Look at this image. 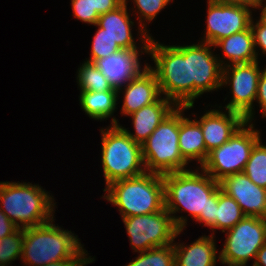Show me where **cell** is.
Masks as SVG:
<instances>
[{
	"instance_id": "obj_26",
	"label": "cell",
	"mask_w": 266,
	"mask_h": 266,
	"mask_svg": "<svg viewBox=\"0 0 266 266\" xmlns=\"http://www.w3.org/2000/svg\"><path fill=\"white\" fill-rule=\"evenodd\" d=\"M128 1V0H127ZM133 4H135L137 8V13L139 14L137 17L139 18V35L140 42H142L143 45H148L149 40L151 38V34L148 33L146 24L143 23L145 21L151 22L159 12H161L171 1L173 0H132ZM144 19V21L142 20Z\"/></svg>"
},
{
	"instance_id": "obj_24",
	"label": "cell",
	"mask_w": 266,
	"mask_h": 266,
	"mask_svg": "<svg viewBox=\"0 0 266 266\" xmlns=\"http://www.w3.org/2000/svg\"><path fill=\"white\" fill-rule=\"evenodd\" d=\"M244 217L239 204L219 188L218 204H216V229H220L224 233L233 228Z\"/></svg>"
},
{
	"instance_id": "obj_23",
	"label": "cell",
	"mask_w": 266,
	"mask_h": 266,
	"mask_svg": "<svg viewBox=\"0 0 266 266\" xmlns=\"http://www.w3.org/2000/svg\"><path fill=\"white\" fill-rule=\"evenodd\" d=\"M118 97V91H80L79 101L85 114L102 121L113 116Z\"/></svg>"
},
{
	"instance_id": "obj_41",
	"label": "cell",
	"mask_w": 266,
	"mask_h": 266,
	"mask_svg": "<svg viewBox=\"0 0 266 266\" xmlns=\"http://www.w3.org/2000/svg\"><path fill=\"white\" fill-rule=\"evenodd\" d=\"M207 2L214 4H240V0H207Z\"/></svg>"
},
{
	"instance_id": "obj_12",
	"label": "cell",
	"mask_w": 266,
	"mask_h": 266,
	"mask_svg": "<svg viewBox=\"0 0 266 266\" xmlns=\"http://www.w3.org/2000/svg\"><path fill=\"white\" fill-rule=\"evenodd\" d=\"M213 45L201 42L189 45V70L191 81V105L194 100L205 92H212L222 87V69L225 62L220 57L213 55ZM224 64V65H223Z\"/></svg>"
},
{
	"instance_id": "obj_13",
	"label": "cell",
	"mask_w": 266,
	"mask_h": 266,
	"mask_svg": "<svg viewBox=\"0 0 266 266\" xmlns=\"http://www.w3.org/2000/svg\"><path fill=\"white\" fill-rule=\"evenodd\" d=\"M207 4V25L201 42L214 45L217 41L250 27L253 17L249 7L240 4Z\"/></svg>"
},
{
	"instance_id": "obj_31",
	"label": "cell",
	"mask_w": 266,
	"mask_h": 266,
	"mask_svg": "<svg viewBox=\"0 0 266 266\" xmlns=\"http://www.w3.org/2000/svg\"><path fill=\"white\" fill-rule=\"evenodd\" d=\"M73 17L81 22L96 25L99 14L95 9H92L91 0H71Z\"/></svg>"
},
{
	"instance_id": "obj_20",
	"label": "cell",
	"mask_w": 266,
	"mask_h": 266,
	"mask_svg": "<svg viewBox=\"0 0 266 266\" xmlns=\"http://www.w3.org/2000/svg\"><path fill=\"white\" fill-rule=\"evenodd\" d=\"M186 106H179V137L178 144L183 159L188 163L198 161L201 166L206 161V144L200 124L184 116Z\"/></svg>"
},
{
	"instance_id": "obj_11",
	"label": "cell",
	"mask_w": 266,
	"mask_h": 266,
	"mask_svg": "<svg viewBox=\"0 0 266 266\" xmlns=\"http://www.w3.org/2000/svg\"><path fill=\"white\" fill-rule=\"evenodd\" d=\"M259 61L246 64H233L222 69V86H231V100L225 105V110L242 114L246 122L254 120V101L261 75Z\"/></svg>"
},
{
	"instance_id": "obj_6",
	"label": "cell",
	"mask_w": 266,
	"mask_h": 266,
	"mask_svg": "<svg viewBox=\"0 0 266 266\" xmlns=\"http://www.w3.org/2000/svg\"><path fill=\"white\" fill-rule=\"evenodd\" d=\"M100 131L101 163L106 186L114 181L137 177L146 172L141 144L129 137L115 117L111 120V126Z\"/></svg>"
},
{
	"instance_id": "obj_17",
	"label": "cell",
	"mask_w": 266,
	"mask_h": 266,
	"mask_svg": "<svg viewBox=\"0 0 266 266\" xmlns=\"http://www.w3.org/2000/svg\"><path fill=\"white\" fill-rule=\"evenodd\" d=\"M123 89V105L121 107L122 115H130L140 108L156 102L162 95L155 73L146 63L134 78H132Z\"/></svg>"
},
{
	"instance_id": "obj_40",
	"label": "cell",
	"mask_w": 266,
	"mask_h": 266,
	"mask_svg": "<svg viewBox=\"0 0 266 266\" xmlns=\"http://www.w3.org/2000/svg\"><path fill=\"white\" fill-rule=\"evenodd\" d=\"M262 7V8H261ZM256 9H261V14H260V18L258 19L259 22H261L262 24L266 25V4H262L260 6H258Z\"/></svg>"
},
{
	"instance_id": "obj_19",
	"label": "cell",
	"mask_w": 266,
	"mask_h": 266,
	"mask_svg": "<svg viewBox=\"0 0 266 266\" xmlns=\"http://www.w3.org/2000/svg\"><path fill=\"white\" fill-rule=\"evenodd\" d=\"M134 22L128 14L127 0L114 10L101 14L97 24L102 28V33L108 35L122 50L140 51L132 36Z\"/></svg>"
},
{
	"instance_id": "obj_5",
	"label": "cell",
	"mask_w": 266,
	"mask_h": 266,
	"mask_svg": "<svg viewBox=\"0 0 266 266\" xmlns=\"http://www.w3.org/2000/svg\"><path fill=\"white\" fill-rule=\"evenodd\" d=\"M103 191V198L118 207L122 218L156 213L165 208L163 175L160 174L145 172L117 180Z\"/></svg>"
},
{
	"instance_id": "obj_14",
	"label": "cell",
	"mask_w": 266,
	"mask_h": 266,
	"mask_svg": "<svg viewBox=\"0 0 266 266\" xmlns=\"http://www.w3.org/2000/svg\"><path fill=\"white\" fill-rule=\"evenodd\" d=\"M220 188L239 204L245 216L266 219V189L253 183L244 172L227 176L220 181Z\"/></svg>"
},
{
	"instance_id": "obj_34",
	"label": "cell",
	"mask_w": 266,
	"mask_h": 266,
	"mask_svg": "<svg viewBox=\"0 0 266 266\" xmlns=\"http://www.w3.org/2000/svg\"><path fill=\"white\" fill-rule=\"evenodd\" d=\"M123 2L124 0H91L92 9H95L99 15L116 9Z\"/></svg>"
},
{
	"instance_id": "obj_38",
	"label": "cell",
	"mask_w": 266,
	"mask_h": 266,
	"mask_svg": "<svg viewBox=\"0 0 266 266\" xmlns=\"http://www.w3.org/2000/svg\"><path fill=\"white\" fill-rule=\"evenodd\" d=\"M252 266H266V243L258 250Z\"/></svg>"
},
{
	"instance_id": "obj_39",
	"label": "cell",
	"mask_w": 266,
	"mask_h": 266,
	"mask_svg": "<svg viewBox=\"0 0 266 266\" xmlns=\"http://www.w3.org/2000/svg\"><path fill=\"white\" fill-rule=\"evenodd\" d=\"M264 0H240V5L249 7L252 10L263 4ZM254 8V9H253Z\"/></svg>"
},
{
	"instance_id": "obj_27",
	"label": "cell",
	"mask_w": 266,
	"mask_h": 266,
	"mask_svg": "<svg viewBox=\"0 0 266 266\" xmlns=\"http://www.w3.org/2000/svg\"><path fill=\"white\" fill-rule=\"evenodd\" d=\"M243 172L257 186L266 189V145L261 139L254 145Z\"/></svg>"
},
{
	"instance_id": "obj_42",
	"label": "cell",
	"mask_w": 266,
	"mask_h": 266,
	"mask_svg": "<svg viewBox=\"0 0 266 266\" xmlns=\"http://www.w3.org/2000/svg\"><path fill=\"white\" fill-rule=\"evenodd\" d=\"M227 266H247V265H240V264H228L226 263Z\"/></svg>"
},
{
	"instance_id": "obj_21",
	"label": "cell",
	"mask_w": 266,
	"mask_h": 266,
	"mask_svg": "<svg viewBox=\"0 0 266 266\" xmlns=\"http://www.w3.org/2000/svg\"><path fill=\"white\" fill-rule=\"evenodd\" d=\"M214 234L201 236L190 245L173 243L175 250V266H215L217 248Z\"/></svg>"
},
{
	"instance_id": "obj_22",
	"label": "cell",
	"mask_w": 266,
	"mask_h": 266,
	"mask_svg": "<svg viewBox=\"0 0 266 266\" xmlns=\"http://www.w3.org/2000/svg\"><path fill=\"white\" fill-rule=\"evenodd\" d=\"M213 46L220 47L224 53V60L229 61V63H225V66L258 61V52L255 49L253 33L250 27L247 30L217 41Z\"/></svg>"
},
{
	"instance_id": "obj_32",
	"label": "cell",
	"mask_w": 266,
	"mask_h": 266,
	"mask_svg": "<svg viewBox=\"0 0 266 266\" xmlns=\"http://www.w3.org/2000/svg\"><path fill=\"white\" fill-rule=\"evenodd\" d=\"M250 28L253 33L255 49L260 48L263 54H266V25L262 24L259 21L254 23L253 18L250 24Z\"/></svg>"
},
{
	"instance_id": "obj_25",
	"label": "cell",
	"mask_w": 266,
	"mask_h": 266,
	"mask_svg": "<svg viewBox=\"0 0 266 266\" xmlns=\"http://www.w3.org/2000/svg\"><path fill=\"white\" fill-rule=\"evenodd\" d=\"M77 74L80 91H118L110 85L108 79L94 63L84 61L78 68Z\"/></svg>"
},
{
	"instance_id": "obj_16",
	"label": "cell",
	"mask_w": 266,
	"mask_h": 266,
	"mask_svg": "<svg viewBox=\"0 0 266 266\" xmlns=\"http://www.w3.org/2000/svg\"><path fill=\"white\" fill-rule=\"evenodd\" d=\"M141 51L121 50L115 54L109 55L106 58L98 59L94 64L101 70V72L108 79L110 85L122 92L121 87L127 84L134 78L141 70L140 52L147 54L148 45H142ZM145 52H144V51Z\"/></svg>"
},
{
	"instance_id": "obj_18",
	"label": "cell",
	"mask_w": 266,
	"mask_h": 266,
	"mask_svg": "<svg viewBox=\"0 0 266 266\" xmlns=\"http://www.w3.org/2000/svg\"><path fill=\"white\" fill-rule=\"evenodd\" d=\"M177 106L168 98H159L156 102L140 108L131 113L132 123L135 133L120 126L131 139L142 144L158 125L167 117Z\"/></svg>"
},
{
	"instance_id": "obj_1",
	"label": "cell",
	"mask_w": 266,
	"mask_h": 266,
	"mask_svg": "<svg viewBox=\"0 0 266 266\" xmlns=\"http://www.w3.org/2000/svg\"><path fill=\"white\" fill-rule=\"evenodd\" d=\"M185 170L163 175L165 208L172 214L179 230H184L187 217L175 216L186 211L196 222L216 230V204L220 182L214 180L202 168ZM174 214V215H173Z\"/></svg>"
},
{
	"instance_id": "obj_28",
	"label": "cell",
	"mask_w": 266,
	"mask_h": 266,
	"mask_svg": "<svg viewBox=\"0 0 266 266\" xmlns=\"http://www.w3.org/2000/svg\"><path fill=\"white\" fill-rule=\"evenodd\" d=\"M24 242V229L18 228L14 233L0 239V265L8 266L17 258L21 259Z\"/></svg>"
},
{
	"instance_id": "obj_8",
	"label": "cell",
	"mask_w": 266,
	"mask_h": 266,
	"mask_svg": "<svg viewBox=\"0 0 266 266\" xmlns=\"http://www.w3.org/2000/svg\"><path fill=\"white\" fill-rule=\"evenodd\" d=\"M253 125L245 122L227 142L209 152L201 168L217 182L243 172L254 145L261 139Z\"/></svg>"
},
{
	"instance_id": "obj_37",
	"label": "cell",
	"mask_w": 266,
	"mask_h": 266,
	"mask_svg": "<svg viewBox=\"0 0 266 266\" xmlns=\"http://www.w3.org/2000/svg\"><path fill=\"white\" fill-rule=\"evenodd\" d=\"M139 253L138 257L125 266H148V250Z\"/></svg>"
},
{
	"instance_id": "obj_15",
	"label": "cell",
	"mask_w": 266,
	"mask_h": 266,
	"mask_svg": "<svg viewBox=\"0 0 266 266\" xmlns=\"http://www.w3.org/2000/svg\"><path fill=\"white\" fill-rule=\"evenodd\" d=\"M227 112V113H226ZM208 110L199 120L206 144V159L209 152L227 142L246 122L245 117L235 111Z\"/></svg>"
},
{
	"instance_id": "obj_9",
	"label": "cell",
	"mask_w": 266,
	"mask_h": 266,
	"mask_svg": "<svg viewBox=\"0 0 266 266\" xmlns=\"http://www.w3.org/2000/svg\"><path fill=\"white\" fill-rule=\"evenodd\" d=\"M130 244L135 252L173 244L183 232L175 225L171 214L164 208L156 213L122 218Z\"/></svg>"
},
{
	"instance_id": "obj_7",
	"label": "cell",
	"mask_w": 266,
	"mask_h": 266,
	"mask_svg": "<svg viewBox=\"0 0 266 266\" xmlns=\"http://www.w3.org/2000/svg\"><path fill=\"white\" fill-rule=\"evenodd\" d=\"M179 106H177L151 135L141 144L146 172L164 175L186 169L187 163L180 152Z\"/></svg>"
},
{
	"instance_id": "obj_29",
	"label": "cell",
	"mask_w": 266,
	"mask_h": 266,
	"mask_svg": "<svg viewBox=\"0 0 266 266\" xmlns=\"http://www.w3.org/2000/svg\"><path fill=\"white\" fill-rule=\"evenodd\" d=\"M121 50L122 49L118 46V44L108 35L102 33V28L98 26V30L96 31L92 41L91 56L86 61L94 63L98 59L106 58L109 55L115 54Z\"/></svg>"
},
{
	"instance_id": "obj_2",
	"label": "cell",
	"mask_w": 266,
	"mask_h": 266,
	"mask_svg": "<svg viewBox=\"0 0 266 266\" xmlns=\"http://www.w3.org/2000/svg\"><path fill=\"white\" fill-rule=\"evenodd\" d=\"M53 221L24 229L20 260L26 266H43L62 260H94L92 256L87 257L88 252L77 235L56 226Z\"/></svg>"
},
{
	"instance_id": "obj_10",
	"label": "cell",
	"mask_w": 266,
	"mask_h": 266,
	"mask_svg": "<svg viewBox=\"0 0 266 266\" xmlns=\"http://www.w3.org/2000/svg\"><path fill=\"white\" fill-rule=\"evenodd\" d=\"M266 243V219L245 216L233 228L226 231L225 243L219 252L222 265H246L256 258L258 250Z\"/></svg>"
},
{
	"instance_id": "obj_4",
	"label": "cell",
	"mask_w": 266,
	"mask_h": 266,
	"mask_svg": "<svg viewBox=\"0 0 266 266\" xmlns=\"http://www.w3.org/2000/svg\"><path fill=\"white\" fill-rule=\"evenodd\" d=\"M30 182H0V209L18 228L51 221L56 211L54 198L43 187Z\"/></svg>"
},
{
	"instance_id": "obj_33",
	"label": "cell",
	"mask_w": 266,
	"mask_h": 266,
	"mask_svg": "<svg viewBox=\"0 0 266 266\" xmlns=\"http://www.w3.org/2000/svg\"><path fill=\"white\" fill-rule=\"evenodd\" d=\"M256 102H258L261 108L263 118L266 117V67L261 72L259 83L257 87Z\"/></svg>"
},
{
	"instance_id": "obj_36",
	"label": "cell",
	"mask_w": 266,
	"mask_h": 266,
	"mask_svg": "<svg viewBox=\"0 0 266 266\" xmlns=\"http://www.w3.org/2000/svg\"><path fill=\"white\" fill-rule=\"evenodd\" d=\"M93 261L94 260H62L43 266H86L87 264L92 263Z\"/></svg>"
},
{
	"instance_id": "obj_35",
	"label": "cell",
	"mask_w": 266,
	"mask_h": 266,
	"mask_svg": "<svg viewBox=\"0 0 266 266\" xmlns=\"http://www.w3.org/2000/svg\"><path fill=\"white\" fill-rule=\"evenodd\" d=\"M18 227L12 223L7 215L0 209V239L14 233Z\"/></svg>"
},
{
	"instance_id": "obj_3",
	"label": "cell",
	"mask_w": 266,
	"mask_h": 266,
	"mask_svg": "<svg viewBox=\"0 0 266 266\" xmlns=\"http://www.w3.org/2000/svg\"><path fill=\"white\" fill-rule=\"evenodd\" d=\"M147 54L151 55L160 92L176 106L191 105V81L189 70V45L160 44L151 36Z\"/></svg>"
},
{
	"instance_id": "obj_30",
	"label": "cell",
	"mask_w": 266,
	"mask_h": 266,
	"mask_svg": "<svg viewBox=\"0 0 266 266\" xmlns=\"http://www.w3.org/2000/svg\"><path fill=\"white\" fill-rule=\"evenodd\" d=\"M148 266H175L173 244L149 249Z\"/></svg>"
}]
</instances>
